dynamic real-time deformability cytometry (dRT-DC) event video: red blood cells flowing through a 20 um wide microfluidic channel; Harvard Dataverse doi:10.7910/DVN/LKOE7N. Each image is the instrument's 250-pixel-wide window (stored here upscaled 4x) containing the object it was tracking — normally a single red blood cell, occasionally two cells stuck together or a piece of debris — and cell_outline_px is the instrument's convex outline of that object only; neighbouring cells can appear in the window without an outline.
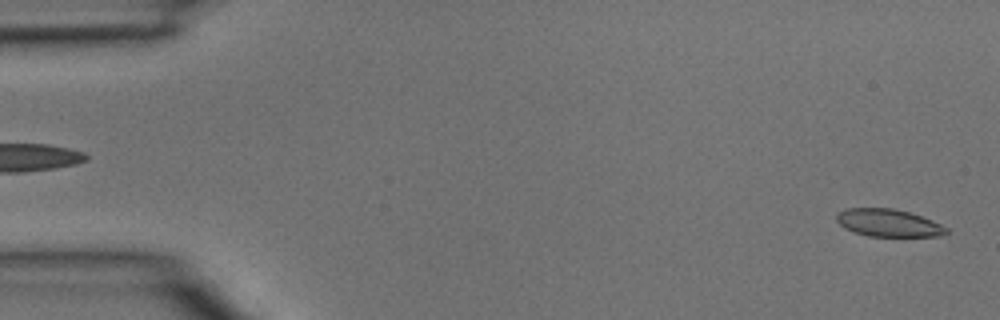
{"species": "common noctule bat (a hibernating species)", "species_latin": "Nyctalus noctula", "temperature_condition": "room temperature", "stored_images_in_passage": 4, "segment_of_instrument_passage": [2, 2], "camera_frame_rate_fps": 3000, "um_per_image_px": 0.085, "animal": {"sex": "male", "body_mass_g": 15.6}, "frame": {"image": 1, "passage_image": 4, "time_ms": 1.0, "image_size_px": [1000, 320], "cell_outline_px": [[948, 232], [940, 236], [868, 236], [844, 228], [836, 220], [836, 212], [848, 208], [892, 208], [908, 212], [920, 216], [940, 224], [948, 228]], "centroid_in_image_um": [75.48, 18.94], "position_along_channel_um": 9.5, "area_um2": 17.46}}